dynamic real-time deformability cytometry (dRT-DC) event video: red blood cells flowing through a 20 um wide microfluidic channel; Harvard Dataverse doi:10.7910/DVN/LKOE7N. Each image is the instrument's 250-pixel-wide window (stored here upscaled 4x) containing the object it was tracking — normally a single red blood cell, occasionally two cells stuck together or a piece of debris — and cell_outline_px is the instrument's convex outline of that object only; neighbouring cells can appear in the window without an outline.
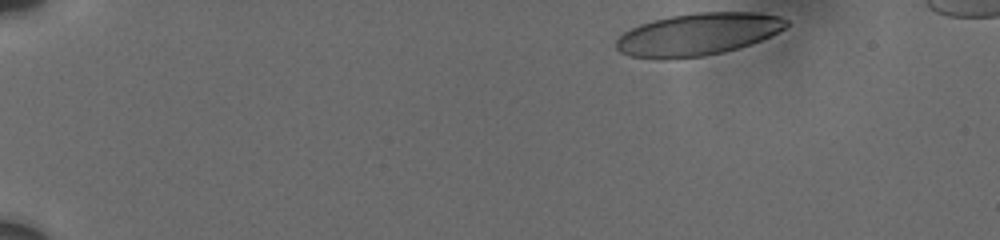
{"species": "human", "species_latin": "Homo sapiens", "temperature_condition": "cold", "stored_images_in_passage": 27, "camera_frame_rate_fps": 3000, "um_per_image_px": 0.085, "donor": {"sex": "male"}, "frame": {"image": 1, "passage_image": 1, "time_ms": 0.0, "image_size_px": [1000, 240], "cell_outline_px": [[788, 24], [784, 28], [760, 40], [724, 52], [704, 56], [660, 60], [632, 56], [620, 52], [616, 48], [616, 40], [624, 32], [640, 24], [652, 20], [672, 16], [696, 12], [752, 12], [780, 16], [788, 20]], "centroid_in_image_um": [59.28, 2.92], "position_along_channel_um": 25.7, "area_um2": 41.73}}
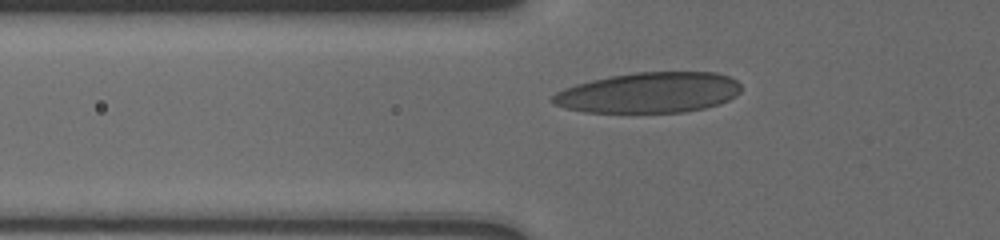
{"frame": {"image": 2, "passage_image": 21, "time_ms": 4.333, "image_size_px": [1000, 240], "cell_outline_px": [[740, 92], [736, 96], [720, 104], [704, 108], [684, 112], [584, 112], [564, 108], [556, 104], [552, 100], [552, 96], [556, 92], [564, 88], [576, 84], [608, 76], [636, 72], [716, 72], [728, 76], [736, 80], [740, 84]], "centroid_in_image_um": [55.18, 7.87], "position_along_channel_um": 70.6, "area_um2": 44.56}}
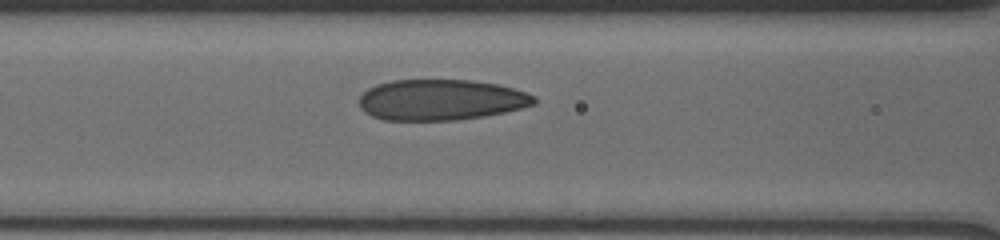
{"frame": {"image": 3, "passage_image": 27, "time_ms": 6.0, "image_size_px": [1000, 240], "cell_outline_px": [[536, 104], [504, 112], [456, 120], [384, 120], [372, 116], [364, 112], [360, 108], [360, 96], [368, 88], [376, 84], [392, 80], [472, 80], [500, 84], [536, 96]], "centroid_in_image_um": [37.46, 8.48], "position_along_channel_um": 129.1, "area_um2": 41.62}}